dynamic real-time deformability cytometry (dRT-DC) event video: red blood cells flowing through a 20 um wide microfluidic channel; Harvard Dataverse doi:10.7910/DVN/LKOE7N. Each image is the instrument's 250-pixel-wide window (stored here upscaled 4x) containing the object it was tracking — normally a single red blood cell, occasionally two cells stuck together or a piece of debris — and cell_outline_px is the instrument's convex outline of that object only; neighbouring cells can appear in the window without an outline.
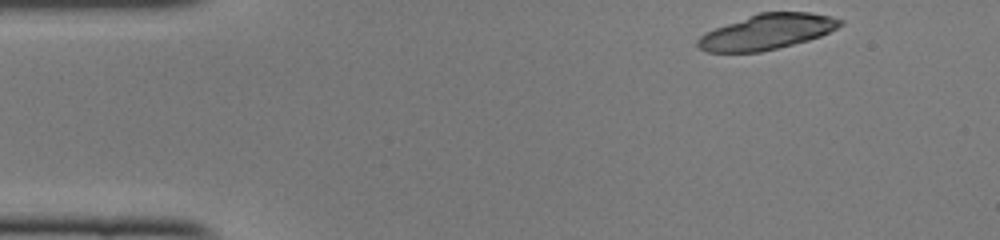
{"species": "common noctule bat (a hibernating species)", "species_latin": "Nyctalus noctula", "temperature_condition": "cold", "stored_images_in_passage": 44, "segment_of_instrument_passage": [1, 2], "camera_frame_rate_fps": 3000, "um_per_image_px": 0.085, "animal": {"sex": "female", "body_mass_g": 22.0, "forearm_length_mm": 56.7}, "frame": {"image": 1, "passage_image": 1, "time_ms": 0.0, "image_size_px": [1000, 240], "cell_outline_px": [[844, 24], [820, 36], [808, 40], [760, 52], [708, 52], [700, 48], [696, 44], [696, 40], [704, 32], [760, 12], [808, 12], [828, 16], [844, 20]], "centroid_in_image_um": [65.18, 2.7], "position_along_channel_um": 19.8, "area_um2": 28.96}}